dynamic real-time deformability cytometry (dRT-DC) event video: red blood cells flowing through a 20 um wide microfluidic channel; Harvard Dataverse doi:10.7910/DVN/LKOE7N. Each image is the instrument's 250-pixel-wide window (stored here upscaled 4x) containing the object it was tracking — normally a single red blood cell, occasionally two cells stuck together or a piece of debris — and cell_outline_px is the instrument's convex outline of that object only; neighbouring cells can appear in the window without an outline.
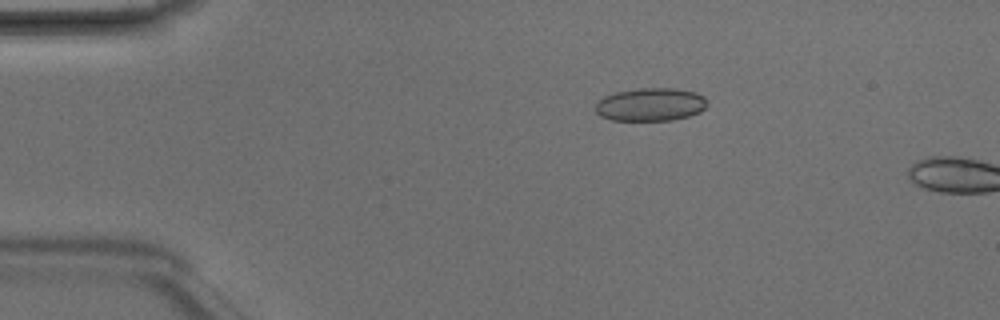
{"species": "Egyptian fruit bat (a non-hibernating species)", "species_latin": "Rousettus aegyptiacus", "temperature_condition": "room temperature", "stored_images_in_passage": 3, "camera_frame_rate_fps": 3000, "um_per_image_px": 0.085, "animal": {"sex": "male"}, "frame": {"image": 1, "passage_image": 2, "time_ms": 0.333, "image_size_px": [1000, 320], "cell_outline_px": [[708, 104], [700, 112], [688, 116], [672, 120], [612, 120], [600, 116], [596, 112], [596, 100], [604, 96], [616, 92], [640, 88], [676, 88], [696, 92], [704, 96]], "centroid_in_image_um": [55.29, 8.87], "position_along_channel_um": 29.7, "area_um2": 21.68}}